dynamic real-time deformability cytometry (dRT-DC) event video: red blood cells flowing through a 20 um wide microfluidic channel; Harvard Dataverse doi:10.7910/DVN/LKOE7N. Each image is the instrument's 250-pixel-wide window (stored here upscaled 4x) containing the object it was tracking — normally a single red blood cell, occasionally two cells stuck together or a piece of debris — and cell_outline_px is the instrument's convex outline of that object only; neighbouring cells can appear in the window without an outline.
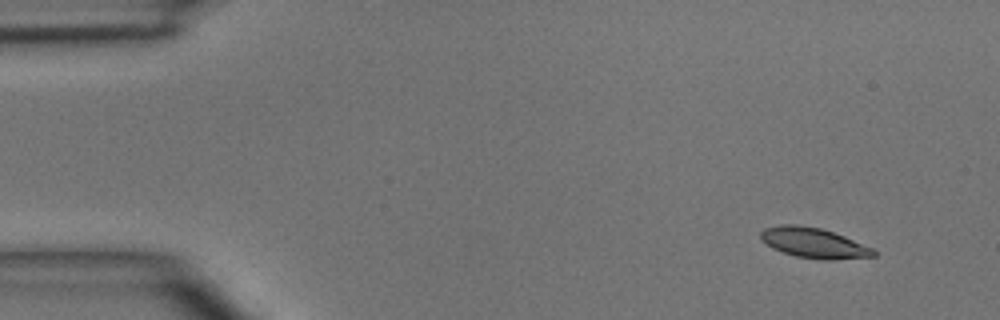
{"species": "common noctule bat (a hibernating species)", "species_latin": "Nyctalus noctula", "temperature_condition": "room temperature", "stored_images_in_passage": 3, "camera_frame_rate_fps": 3000, "um_per_image_px": 0.085, "animal": {"sex": "male", "body_mass_g": 15.6}, "frame": {"image": 1, "passage_image": 1, "time_ms": 0.0, "image_size_px": [1000, 320], "cell_outline_px": [[876, 256], [832, 260], [824, 260], [796, 256], [772, 248], [760, 236], [760, 232], [764, 228], [780, 224], [796, 224], [820, 228], [844, 236], [876, 248]], "centroid_in_image_um": [69.22, 20.64], "position_along_channel_um": 15.8, "area_um2": 19.88}}
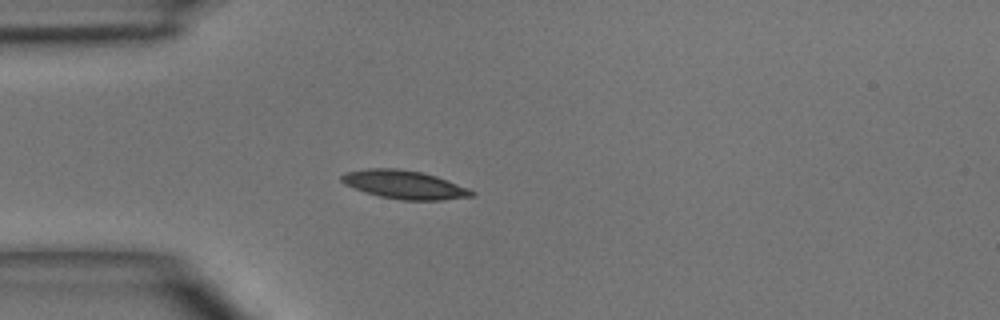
{"frame": {"image": 2, "passage_image": 3, "time_ms": 3.0, "image_size_px": [1000, 320], "cell_outline_px": [[476, 196], [440, 200], [400, 200], [380, 196], [364, 192], [344, 184], [340, 180], [340, 176], [344, 172], [368, 168], [396, 168], [420, 172], [436, 176], [468, 188], [476, 192]], "centroid_in_image_um": [34.35, 15.7], "position_along_channel_um": 50.6, "area_um2": 21.62}}